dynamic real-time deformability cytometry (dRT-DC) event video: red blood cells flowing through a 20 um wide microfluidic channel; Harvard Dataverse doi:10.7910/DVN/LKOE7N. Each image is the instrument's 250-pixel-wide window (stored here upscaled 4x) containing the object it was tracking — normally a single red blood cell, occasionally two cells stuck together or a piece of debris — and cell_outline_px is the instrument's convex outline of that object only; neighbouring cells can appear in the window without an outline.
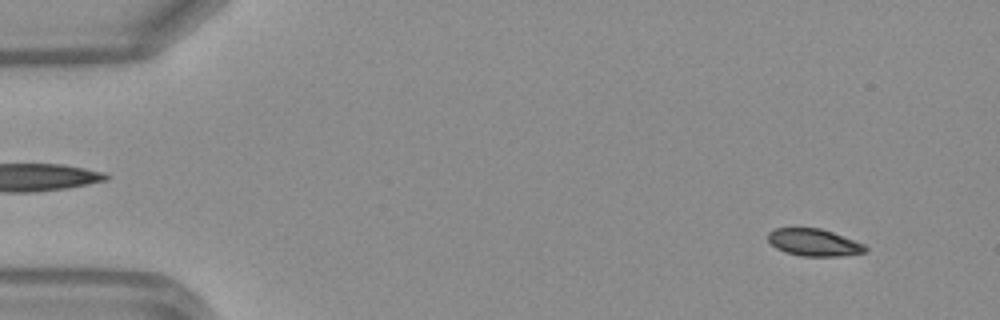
{"species": "Egyptian fruit bat (a non-hibernating species)", "species_latin": "Rousettus aegyptiacus", "temperature_condition": "warm", "stored_images_in_passage": 49, "camera_frame_rate_fps": 3000, "um_per_image_px": 0.085, "frame": {"image": 1, "passage_image": 4, "time_ms": 1.0, "image_size_px": [1000, 320], "cell_outline_px": [[868, 252], [836, 256], [800, 256], [784, 252], [776, 248], [768, 240], [768, 232], [776, 228], [820, 228], [832, 232], [864, 244], [868, 248]], "centroid_in_image_um": [69.18, 20.61], "position_along_channel_um": 15.8, "area_um2": 15.37}}
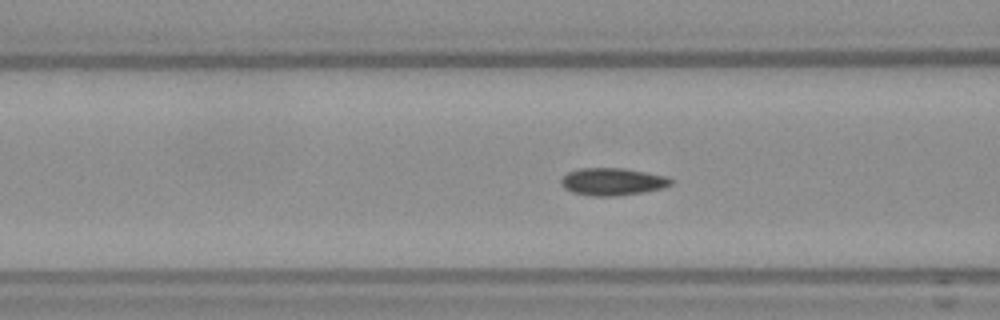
{"frame": {"image": 2, "passage_image": 19, "time_ms": 6.0, "image_size_px": [1000, 320], "cell_outline_px": [[672, 184], [664, 188], [640, 192], [612, 196], [592, 196], [572, 192], [564, 188], [560, 184], [560, 180], [568, 172], [580, 168], [624, 168], [668, 176], [672, 180]], "centroid_in_image_um": [52.05, 15.43], "position_along_channel_um": 114.5, "area_um2": 17.51}}
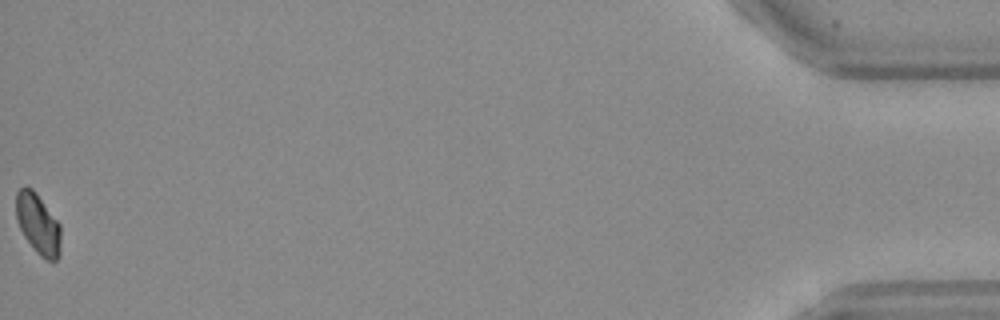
{"frame": {"image": 3, "passage_image": 49, "time_ms": 16.0, "image_size_px": [1000, 320], "cell_outline_px": [[60, 252], [56, 260], [44, 260], [36, 252], [24, 236], [16, 220], [16, 192], [24, 184], [32, 188], [36, 192], [60, 224]], "centroid_in_image_um": [3.22, 19.01], "position_along_channel_um": 432.0, "area_um2": 15.9}, "authors_computed_cell_mechanics": {"area_um2": 16.473, "velocity_mm_per_s": 4.1548, "shape_relaxation_time_tau1_ms": 6.7827, "shape_relaxation_time_tau2_ms": null, "deformation_change_tau1": 0.1367, "deformation_change_tau2": null}}